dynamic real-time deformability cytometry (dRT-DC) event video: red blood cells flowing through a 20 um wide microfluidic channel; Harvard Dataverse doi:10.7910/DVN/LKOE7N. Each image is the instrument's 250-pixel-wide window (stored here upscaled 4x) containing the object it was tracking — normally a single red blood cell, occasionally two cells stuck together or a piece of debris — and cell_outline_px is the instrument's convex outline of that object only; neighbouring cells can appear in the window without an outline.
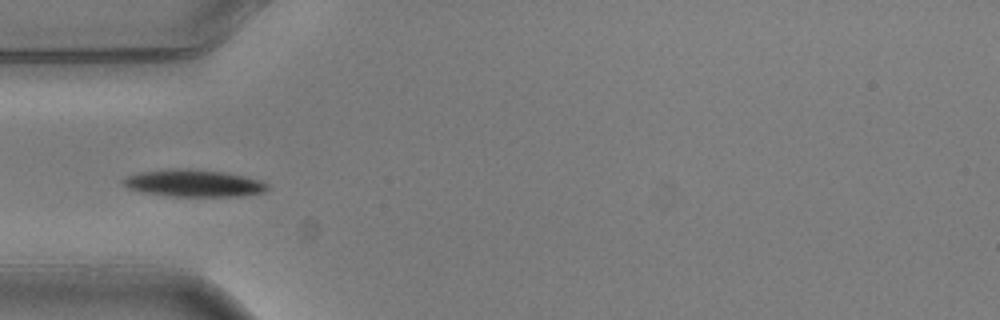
{"species": "common noctule bat (a hibernating species)", "species_latin": "Nyctalus noctula", "temperature_condition": "warm", "stored_images_in_passage": 7, "camera_frame_rate_fps": 3000, "um_per_image_px": 0.085, "animal": {"sex": "male", "body_mass_g": 20.5, "forearm_length_mm": 52.5}, "frame": {"image": 1, "passage_image": 5, "time_ms": 1.333, "image_size_px": [1000, 320], "cell_outline_px": [[268, 188], [264, 192], [240, 196], [164, 196], [140, 192], [128, 188], [120, 180], [124, 176], [140, 172], [168, 168], [188, 168], [224, 172], [264, 180], [268, 184]], "centroid_in_image_um": [16.43, 15.56], "position_along_channel_um": 68.6, "area_um2": 23.24}}
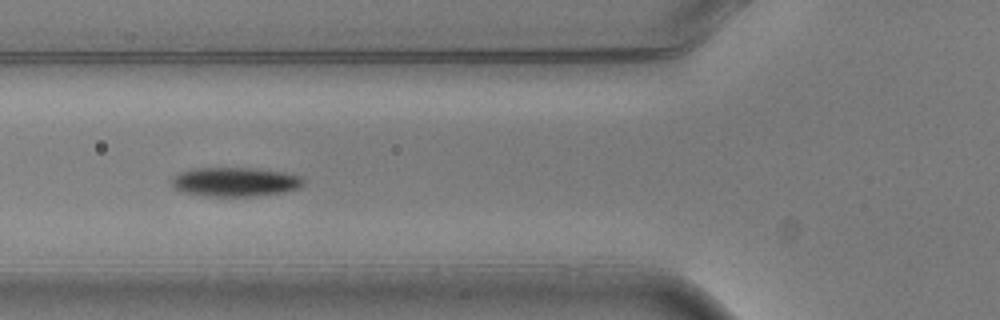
{"frame": {"image": 2, "passage_image": 6, "time_ms": 1.667, "image_size_px": [1000, 320], "cell_outline_px": [[304, 184], [300, 188], [280, 192], [252, 196], [208, 196], [184, 192], [176, 188], [172, 184], [172, 176], [180, 172], [196, 168], [256, 168], [284, 172], [300, 176], [304, 180]], "centroid_in_image_um": [20.0, 15.45], "position_along_channel_um": 105.8, "area_um2": 22.2}}
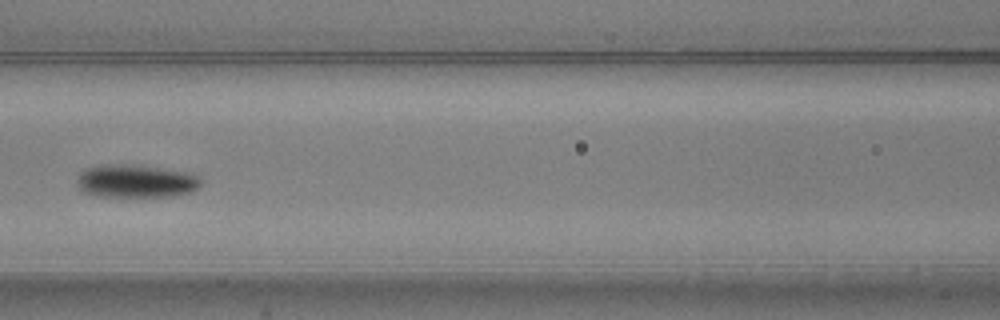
{"frame": {"image": 3, "passage_image": 7, "time_ms": 2.0, "image_size_px": [1000, 320], "cell_outline_px": [[200, 184], [192, 192], [172, 196], [100, 196], [84, 192], [76, 184], [76, 180], [80, 172], [84, 168], [104, 164], [128, 164], [160, 168], [184, 172], [200, 176]], "centroid_in_image_um": [11.5, 15.39], "position_along_channel_um": 155.1, "area_um2": 23.76}}